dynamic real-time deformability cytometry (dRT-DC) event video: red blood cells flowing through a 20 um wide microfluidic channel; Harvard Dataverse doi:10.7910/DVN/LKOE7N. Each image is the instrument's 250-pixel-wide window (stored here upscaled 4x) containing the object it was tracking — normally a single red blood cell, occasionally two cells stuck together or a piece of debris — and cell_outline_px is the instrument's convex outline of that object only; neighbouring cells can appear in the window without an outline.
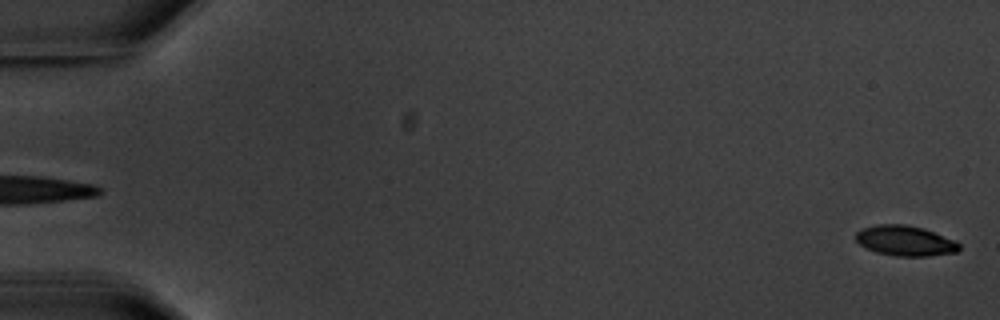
{"species": "common noctule bat (a hibernating species)", "species_latin": "Nyctalus noctula", "temperature_condition": "warm", "stored_images_in_passage": 5, "camera_frame_rate_fps": 3000, "um_per_image_px": 0.085, "animal": {"sex": "male", "body_mass_g": 20.1, "forearm_length_mm": 53.5}, "frame": {"image": 1, "passage_image": 5, "time_ms": 5.0, "image_size_px": [1000, 320], "cell_outline_px": [[960, 248], [956, 252], [928, 256], [896, 256], [876, 252], [864, 248], [856, 240], [856, 232], [860, 228], [876, 224], [904, 224], [924, 228], [956, 240], [960, 244]], "centroid_in_image_um": [76.93, 20.45], "position_along_channel_um": 8.1, "area_um2": 18.44}}